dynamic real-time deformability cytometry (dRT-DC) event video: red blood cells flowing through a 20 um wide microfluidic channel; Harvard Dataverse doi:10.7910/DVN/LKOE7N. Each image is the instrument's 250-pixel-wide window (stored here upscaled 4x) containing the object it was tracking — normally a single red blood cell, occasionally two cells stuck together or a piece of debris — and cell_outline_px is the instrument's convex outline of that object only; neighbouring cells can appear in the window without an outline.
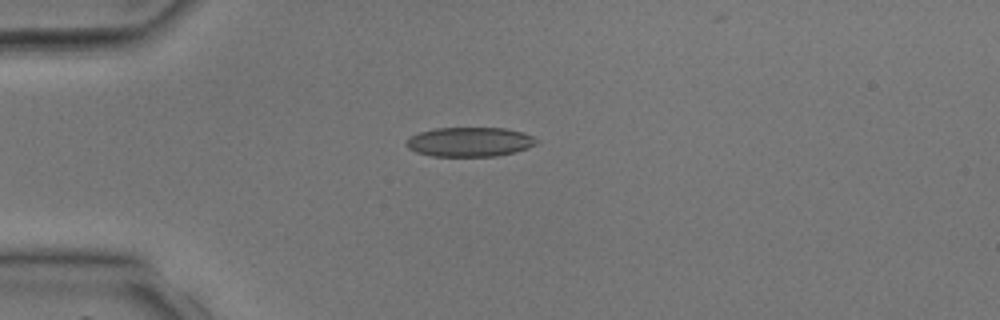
{"species": "common noctule bat (a hibernating species)", "species_latin": "Nyctalus noctula", "temperature_condition": "room temperature", "stored_images_in_passage": 26, "camera_frame_rate_fps": 3000, "um_per_image_px": 0.085, "animal": {"sex": "male", "body_mass_g": 17.9, "forearm_length_mm": 54.2}, "frame": {"image": 1, "passage_image": 1, "time_ms": 0.0, "image_size_px": [1000, 320], "cell_outline_px": [[540, 140], [536, 144], [528, 148], [516, 152], [496, 156], [432, 156], [416, 152], [408, 148], [404, 144], [412, 136], [420, 132], [436, 128], [508, 128], [524, 132]], "centroid_in_image_um": [39.97, 12.06], "position_along_channel_um": 45.0, "area_um2": 22.43}}
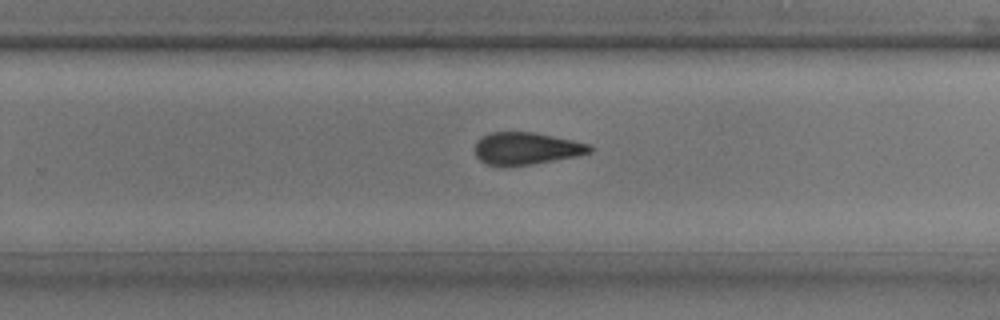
{"frame": {"image": 2, "passage_image": 16, "time_ms": 5.0, "image_size_px": [1000, 320], "cell_outline_px": [[596, 148], [592, 152], [576, 156], [532, 164], [484, 164], [476, 156], [476, 140], [488, 132], [536, 132], [592, 144]], "centroid_in_image_um": [44.8, 12.58], "position_along_channel_um": 285.0, "area_um2": 21.5}}
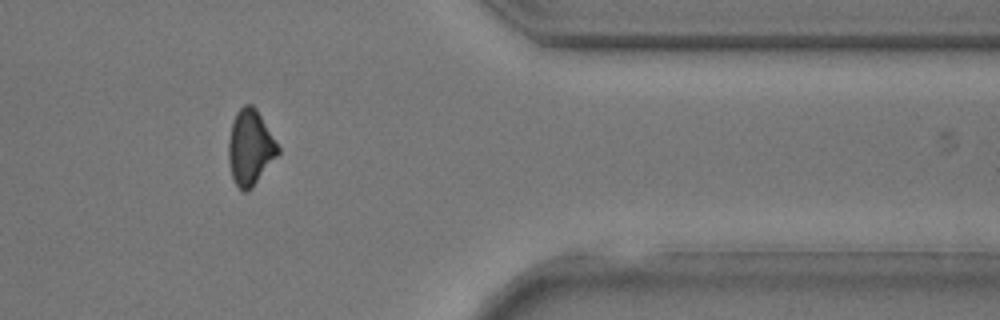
{"frame": {"image": 3, "passage_image": 23, "time_ms": 7.333, "image_size_px": [1000, 320], "cell_outline_px": [[280, 152], [252, 188], [248, 192], [244, 192], [236, 184], [232, 176], [228, 160], [228, 140], [232, 120], [236, 112], [244, 104], [252, 104], [256, 108], [280, 148]], "centroid_in_image_um": [21.25, 12.53], "position_along_channel_um": 390.1, "area_um2": 21.73}}